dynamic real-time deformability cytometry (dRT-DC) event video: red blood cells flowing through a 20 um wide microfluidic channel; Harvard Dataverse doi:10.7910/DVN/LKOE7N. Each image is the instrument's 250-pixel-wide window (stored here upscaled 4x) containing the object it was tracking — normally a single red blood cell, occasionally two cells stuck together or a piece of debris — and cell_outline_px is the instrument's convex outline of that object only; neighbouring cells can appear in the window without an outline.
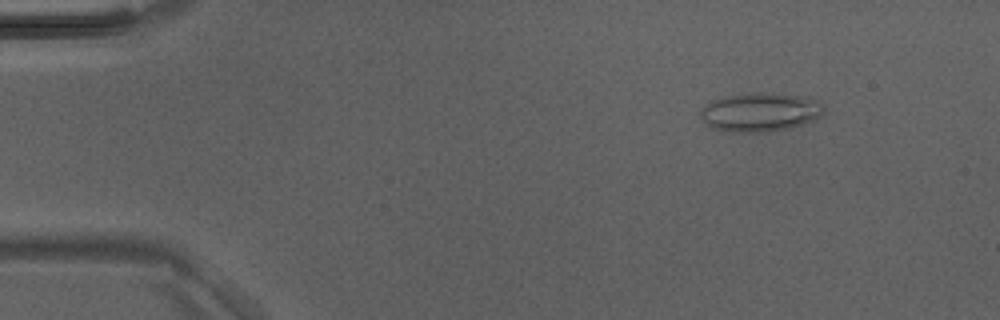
{"species": "Egyptian fruit bat (a non-hibernating species)", "species_latin": "Rousettus aegyptiacus", "temperature_condition": "room temperature", "stored_images_in_passage": 5, "camera_frame_rate_fps": 3000, "um_per_image_px": 0.085, "animal": {"sex": "male"}, "frame": {"image": 1, "passage_image": 2, "time_ms": 0.333, "image_size_px": [1000, 320], "cell_outline_px": [[824, 116], [816, 120], [804, 124], [788, 128], [760, 132], [732, 132], [712, 128], [704, 124], [700, 116], [700, 112], [704, 104], [712, 100], [728, 96], [752, 92], [812, 96], [820, 100], [824, 108]], "centroid_in_image_um": [64.66, 9.52], "position_along_channel_um": 20.3, "area_um2": 28.44}}